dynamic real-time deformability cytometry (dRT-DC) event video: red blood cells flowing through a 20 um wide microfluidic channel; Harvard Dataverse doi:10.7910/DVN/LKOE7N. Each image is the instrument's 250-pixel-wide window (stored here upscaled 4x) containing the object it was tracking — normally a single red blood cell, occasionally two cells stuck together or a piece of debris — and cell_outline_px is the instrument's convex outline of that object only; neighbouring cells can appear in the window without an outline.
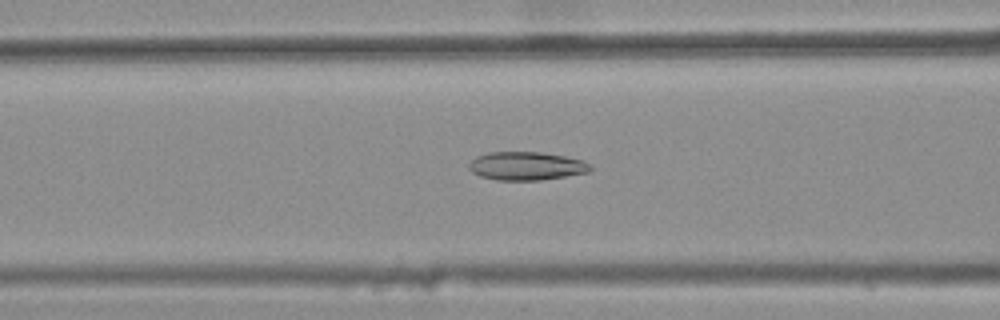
{"species": "common noctule bat (a hibernating species)", "species_latin": "Nyctalus noctula", "temperature_condition": "warm", "stored_images_in_passage": 35, "camera_frame_rate_fps": 3000, "um_per_image_px": 0.085, "animal": {"sex": "female", "body_mass_g": 25.1}, "frame": {"image": 1, "passage_image": 11, "time_ms": 3.333, "image_size_px": [1000, 320], "cell_outline_px": [[592, 168], [588, 172], [540, 180], [496, 180], [480, 176], [472, 172], [468, 168], [468, 164], [476, 156], [488, 152], [540, 152], [564, 156], [584, 160], [592, 164]], "centroid_in_image_um": [44.73, 14.1], "position_along_channel_um": 121.9, "area_um2": 20.11}}
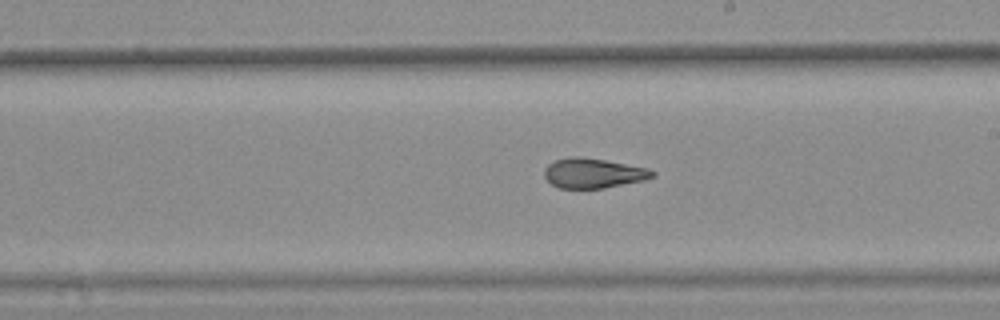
{"frame": {"image": 2, "passage_image": 20, "time_ms": 6.333, "image_size_px": [1000, 320], "cell_outline_px": [[656, 176], [644, 180], [604, 188], [560, 188], [552, 184], [544, 176], [544, 168], [548, 164], [556, 160], [572, 156], [580, 156], [604, 160], [648, 168], [656, 172]], "centroid_in_image_um": [50.44, 14.72], "position_along_channel_um": 238.6, "area_um2": 18.73}}
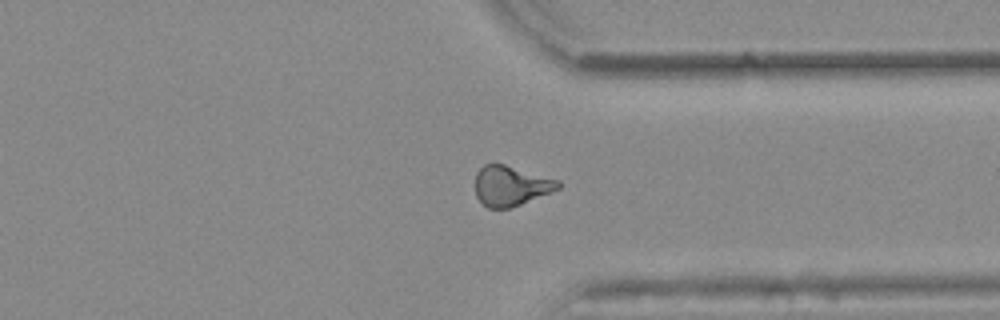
{"frame": {"image": 3, "passage_image": 30, "time_ms": 9.667, "image_size_px": [1000, 320], "cell_outline_px": [[560, 188], [552, 192], [520, 204], [508, 208], [488, 208], [476, 196], [476, 172], [484, 164], [504, 164], [560, 180]], "centroid_in_image_um": [43.43, 15.78], "position_along_channel_um": 368.0, "area_um2": 19.19}, "authors_computed_cell_mechanics": {"area_um2": 19.4786, "velocity_mm_per_s": 3.8918, "shape_relaxation_time_tau1_ms": null, "shape_relaxation_time_tau2_ms": 2.6224, "deformation_change_tau1": null, "deformation_change_tau2": 0.0985}}